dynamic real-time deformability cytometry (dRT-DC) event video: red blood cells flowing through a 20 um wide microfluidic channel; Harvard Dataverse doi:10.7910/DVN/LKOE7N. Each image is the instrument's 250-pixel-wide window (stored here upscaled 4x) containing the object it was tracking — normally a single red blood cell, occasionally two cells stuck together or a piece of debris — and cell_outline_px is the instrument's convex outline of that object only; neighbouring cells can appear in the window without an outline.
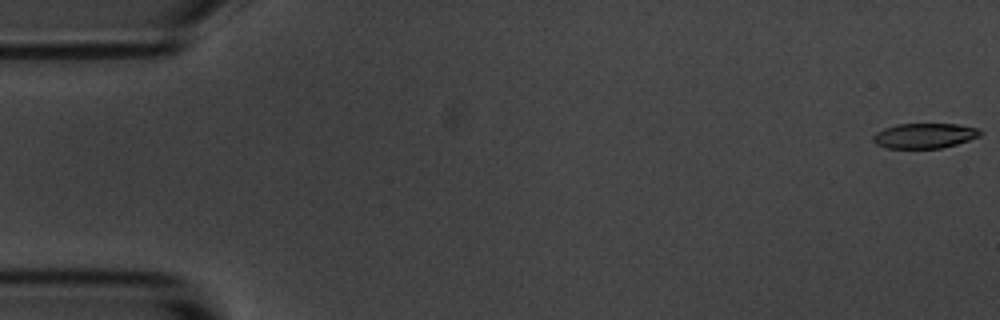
{"species": "common noctule bat (a hibernating species)", "species_latin": "Nyctalus noctula", "temperature_condition": "room temperature", "stored_images_in_passage": 15, "camera_frame_rate_fps": 3000, "um_per_image_px": 0.085, "animal": {"sex": "male", "body_mass_g": 20.1, "forearm_length_mm": 53.5}, "frame": {"image": 1, "passage_image": 1, "time_ms": 0.0, "image_size_px": [1000, 320], "cell_outline_px": [[984, 132], [980, 136], [956, 144], [940, 148], [888, 148], [876, 144], [872, 140], [872, 136], [876, 132], [884, 128], [896, 124], [956, 124], [976, 128]], "centroid_in_image_um": [78.56, 11.53], "position_along_channel_um": 6.4, "area_um2": 15.61}}
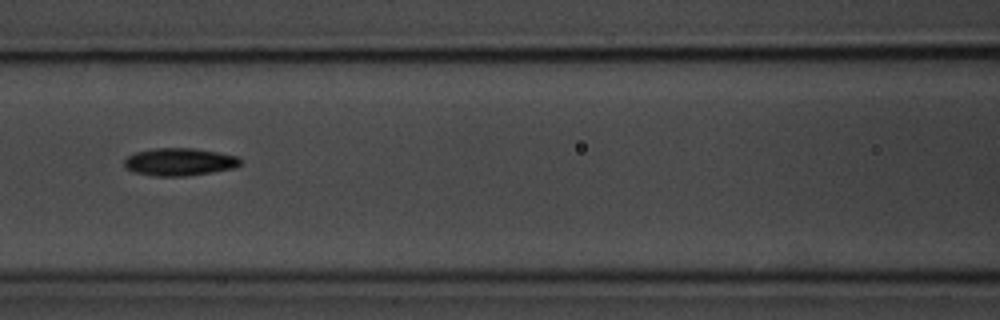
{"frame": {"image": 2, "passage_image": 7, "time_ms": 7.667, "image_size_px": [1000, 320], "cell_outline_px": [[240, 164], [236, 168], [212, 172], [184, 176], [152, 176], [132, 172], [124, 164], [124, 160], [128, 156], [136, 152], [156, 148], [192, 148], [216, 152], [236, 156], [240, 160]], "centroid_in_image_um": [15.24, 13.77], "position_along_channel_um": 151.4, "area_um2": 18.55}}
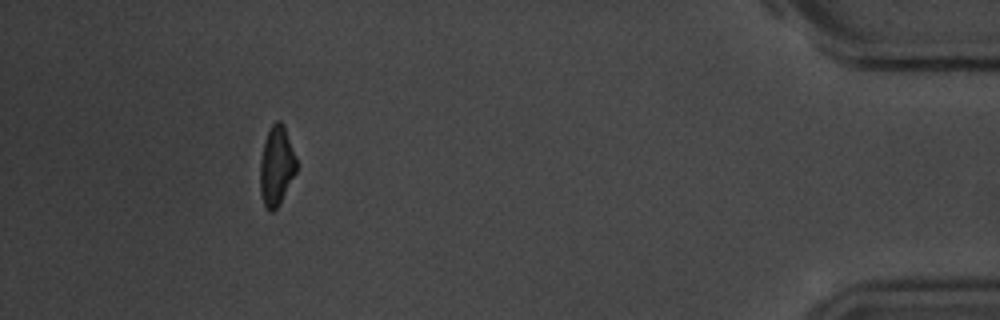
{"frame": {"image": 3, "passage_image": 14, "time_ms": 16.333, "image_size_px": [1000, 320], "cell_outline_px": [[296, 172], [280, 204], [272, 212], [268, 212], [264, 204], [260, 192], [260, 160], [264, 140], [272, 124], [276, 120], [280, 120], [284, 124], [296, 156]], "centroid_in_image_um": [23.5, 14.1], "position_along_channel_um": 411.7, "area_um2": 16.99}, "authors_computed_cell_mechanics": {"area_um2": 17.7446, "velocity_mm_per_s": 3.7127, "shape_relaxation_time_tau1_ms": 5.0553, "shape_relaxation_time_tau2_ms": 7.3723, "deformation_change_tau1": 0.1612, "deformation_change_tau2": 0.1361}}